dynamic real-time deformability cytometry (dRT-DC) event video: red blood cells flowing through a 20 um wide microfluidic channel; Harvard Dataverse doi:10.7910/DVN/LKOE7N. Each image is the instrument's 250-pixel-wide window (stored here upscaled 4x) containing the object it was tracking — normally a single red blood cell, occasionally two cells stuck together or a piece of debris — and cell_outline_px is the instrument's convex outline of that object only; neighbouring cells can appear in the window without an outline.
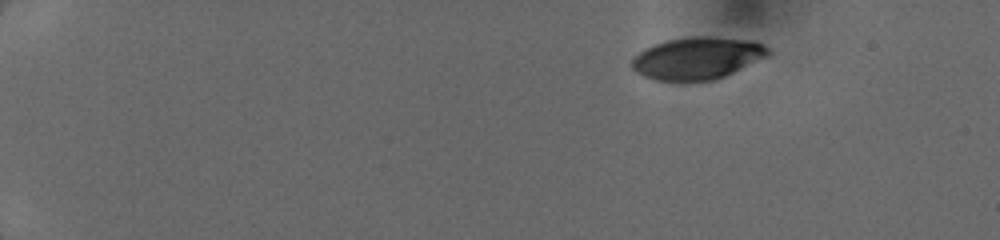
{"species": "human", "species_latin": "Homo sapiens", "temperature_condition": "cold", "stored_images_in_passage": 70, "camera_frame_rate_fps": 3000, "um_per_image_px": 0.085, "donor": {"sex": "female"}, "frame": {"image": 1, "passage_image": 1, "time_ms": 0.0, "image_size_px": [1000, 240], "cell_outline_px": [[776, 52], [772, 56], [724, 76], [712, 80], [652, 80], [636, 72], [632, 68], [632, 60], [644, 48], [668, 40], [692, 36], [704, 36], [752, 40], [764, 44], [772, 48]], "centroid_in_image_um": [59.39, 4.93], "position_along_channel_um": 25.6, "area_um2": 33.76}}
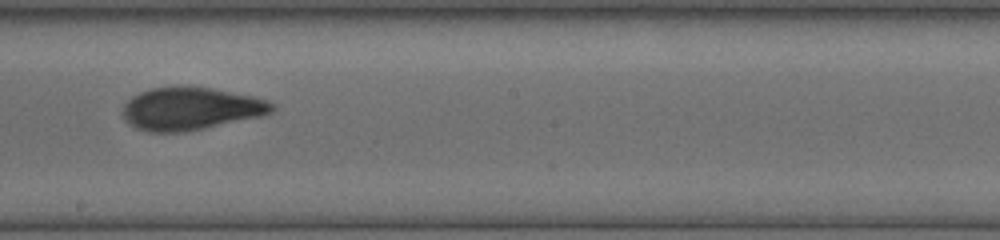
{"frame": {"image": 2, "passage_image": 42, "time_ms": 8.0, "image_size_px": [1000, 240], "cell_outline_px": [[276, 108], [272, 112], [260, 116], [204, 128], [184, 132], [148, 132], [136, 128], [128, 124], [124, 116], [124, 104], [132, 96], [140, 92], [152, 88], [172, 84], [188, 84], [212, 88], [252, 96], [268, 100], [276, 104]], "centroid_in_image_um": [16.2, 9.2], "position_along_channel_um": 232.0, "area_um2": 37.69}}
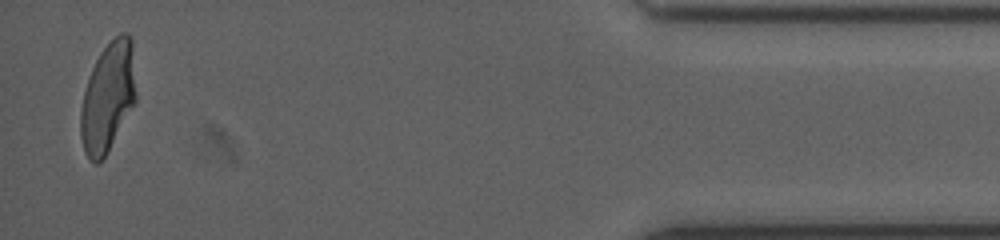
{"frame": {"image": 3, "passage_image": 67, "time_ms": 14.0, "image_size_px": [1000, 240], "cell_outline_px": [[136, 100], [104, 156], [96, 164], [88, 160], [84, 152], [80, 136], [80, 108], [84, 92], [92, 68], [100, 52], [120, 32], [128, 32], [132, 36], [136, 92]], "centroid_in_image_um": [9.16, 8.22], "position_along_channel_um": 426.0, "area_um2": 35.14}}